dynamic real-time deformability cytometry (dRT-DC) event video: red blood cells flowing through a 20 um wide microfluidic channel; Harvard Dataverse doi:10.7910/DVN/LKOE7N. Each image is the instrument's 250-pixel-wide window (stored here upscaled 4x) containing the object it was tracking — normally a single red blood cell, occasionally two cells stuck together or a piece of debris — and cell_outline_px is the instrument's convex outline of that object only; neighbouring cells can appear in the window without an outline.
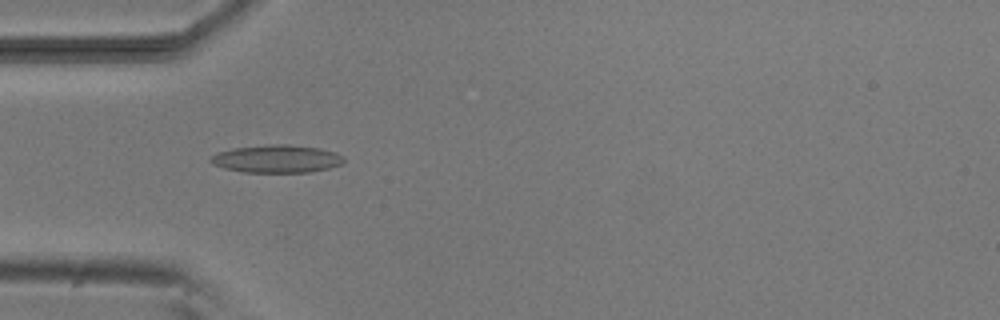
{"species": "common noctule bat (a hibernating species)", "species_latin": "Nyctalus noctula", "temperature_condition": "room temperature", "stored_images_in_passage": 5, "camera_frame_rate_fps": 3000, "um_per_image_px": 0.085, "animal": {"sex": "male", "body_mass_g": 20.5, "forearm_length_mm": 52.5}, "frame": {"image": 1, "passage_image": 4, "time_ms": 3.667, "image_size_px": [1000, 320], "cell_outline_px": [[344, 160], [340, 164], [328, 168], [308, 172], [244, 172], [224, 168], [212, 164], [208, 160], [216, 152], [232, 148], [268, 144], [288, 144], [320, 148], [336, 152], [344, 156]], "centroid_in_image_um": [23.49, 13.49], "position_along_channel_um": 61.5, "area_um2": 21.68}}
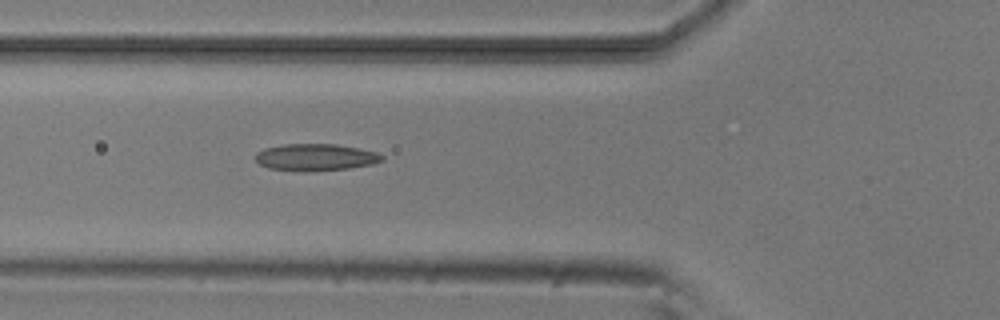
{"frame": {"image": 2, "passage_image": 5, "time_ms": 4.667, "image_size_px": [1000, 320], "cell_outline_px": [[384, 160], [372, 164], [348, 168], [268, 168], [260, 164], [256, 160], [256, 152], [264, 148], [284, 144], [336, 144], [360, 148], [376, 152], [384, 156]], "centroid_in_image_um": [26.87, 13.3], "position_along_channel_um": 98.9, "area_um2": 18.79}}